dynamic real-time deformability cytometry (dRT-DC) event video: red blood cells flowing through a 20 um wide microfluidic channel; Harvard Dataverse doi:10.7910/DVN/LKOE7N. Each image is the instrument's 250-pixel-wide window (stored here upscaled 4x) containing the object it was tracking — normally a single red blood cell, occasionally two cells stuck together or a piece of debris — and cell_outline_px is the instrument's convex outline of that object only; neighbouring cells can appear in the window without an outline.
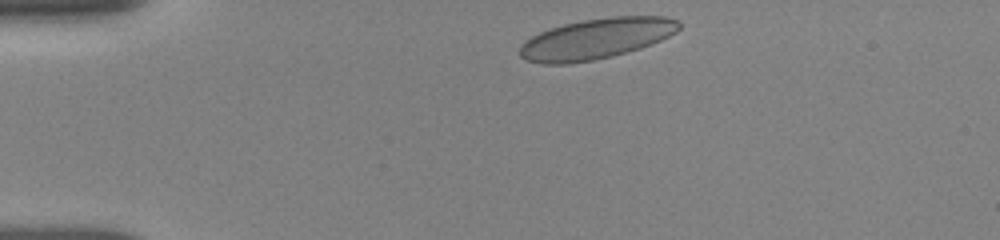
{"species": "human", "species_latin": "Homo sapiens", "temperature_condition": "room temperature", "stored_images_in_passage": 3, "camera_frame_rate_fps": 3000, "um_per_image_px": 0.085, "donor": {"sex": "female"}, "frame": {"image": 1, "passage_image": 1, "time_ms": 0.0, "image_size_px": [1000, 240], "cell_outline_px": [[680, 28], [676, 32], [660, 40], [640, 48], [612, 56], [592, 60], [564, 64], [544, 64], [524, 60], [520, 56], [520, 44], [524, 40], [540, 32], [564, 24], [584, 20], [612, 16], [664, 16], [680, 20]], "centroid_in_image_um": [50.67, 3.29], "position_along_channel_um": 34.3, "area_um2": 37.57}}
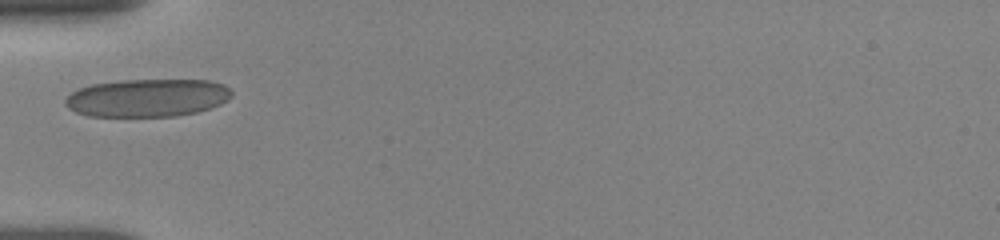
{"frame": {"image": 2, "passage_image": 3, "time_ms": 2.333, "image_size_px": [1000, 240], "cell_outline_px": [[232, 96], [228, 100], [220, 104], [196, 112], [176, 116], [88, 116], [76, 112], [68, 108], [64, 104], [64, 100], [72, 92], [80, 88], [92, 84], [120, 80], [208, 80], [224, 84], [232, 92]], "centroid_in_image_um": [12.52, 8.31], "position_along_channel_um": 72.5, "area_um2": 36.76}}